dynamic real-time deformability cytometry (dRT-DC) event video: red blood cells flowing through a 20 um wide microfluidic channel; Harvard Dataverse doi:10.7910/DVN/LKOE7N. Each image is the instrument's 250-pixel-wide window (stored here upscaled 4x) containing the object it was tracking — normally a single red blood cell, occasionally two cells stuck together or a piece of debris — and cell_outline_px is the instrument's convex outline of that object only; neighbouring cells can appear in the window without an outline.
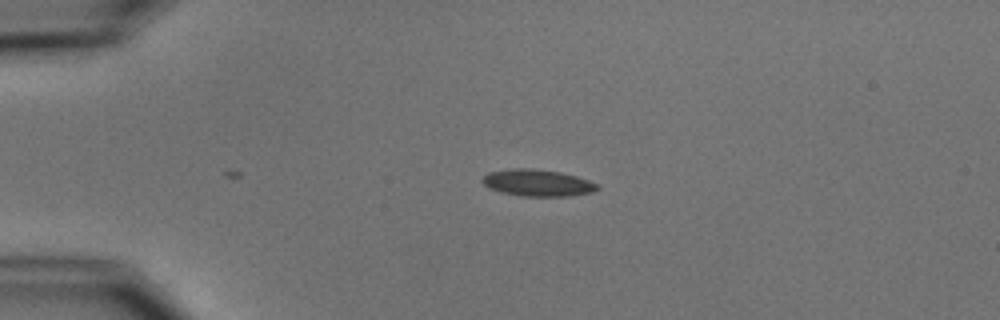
{"species": "common noctule bat (a hibernating species)", "species_latin": "Nyctalus noctula", "temperature_condition": "cold", "stored_images_in_passage": 3, "camera_frame_rate_fps": 3000, "um_per_image_px": 0.085, "animal": {"sex": "male", "body_mass_g": 15.6}, "frame": {"image": 1, "passage_image": 3, "time_ms": 2.333, "image_size_px": [1000, 320], "cell_outline_px": [[600, 188], [592, 192], [568, 196], [520, 196], [500, 192], [488, 188], [480, 180], [488, 172], [512, 168], [532, 168], [560, 172], [576, 176], [600, 184]], "centroid_in_image_um": [45.68, 15.54], "position_along_channel_um": 39.3, "area_um2": 18.09}}